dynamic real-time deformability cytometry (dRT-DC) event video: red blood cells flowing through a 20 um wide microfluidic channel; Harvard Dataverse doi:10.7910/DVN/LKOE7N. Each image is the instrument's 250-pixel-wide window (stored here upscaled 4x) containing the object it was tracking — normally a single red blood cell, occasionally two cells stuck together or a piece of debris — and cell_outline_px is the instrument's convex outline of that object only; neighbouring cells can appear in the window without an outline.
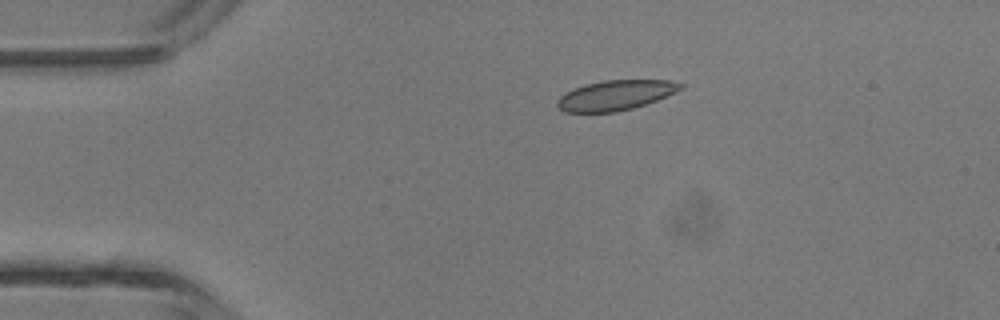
{"species": "common noctule bat (a hibernating species)", "species_latin": "Nyctalus noctula", "temperature_condition": "room temperature", "stored_images_in_passage": 2, "camera_frame_rate_fps": 3000, "um_per_image_px": 0.085, "animal": {"sex": "male", "body_mass_g": 13.3}, "frame": {"image": 1, "passage_image": 1, "time_ms": 0.0, "image_size_px": [1000, 320], "cell_outline_px": [[684, 88], [676, 92], [656, 100], [632, 108], [616, 112], [564, 112], [556, 104], [556, 100], [560, 96], [576, 88], [588, 84], [604, 80], [672, 80], [684, 84]], "centroid_in_image_um": [52.35, 8.09], "position_along_channel_um": 32.6, "area_um2": 21.33}}
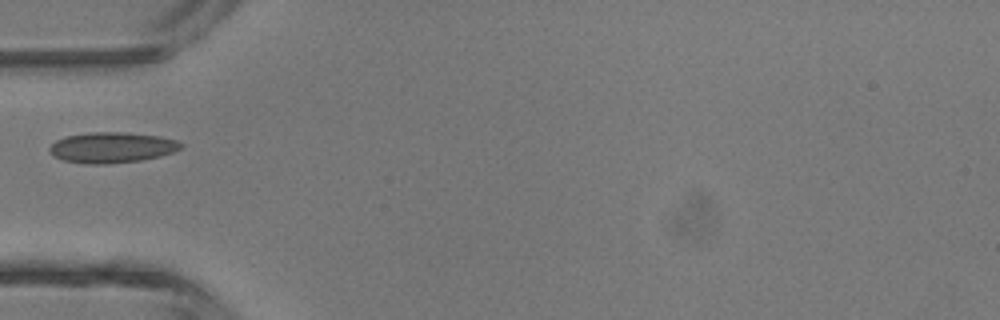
{"frame": {"image": 2, "passage_image": 2, "time_ms": 2.0, "image_size_px": [1000, 320], "cell_outline_px": [[184, 144], [180, 148], [172, 152], [160, 156], [140, 160], [104, 164], [84, 164], [64, 160], [52, 156], [48, 152], [48, 148], [56, 140], [68, 136], [92, 132], [124, 132], [160, 136], [176, 140]], "centroid_in_image_um": [9.48, 12.54], "position_along_channel_um": 75.5, "area_um2": 23.41}}